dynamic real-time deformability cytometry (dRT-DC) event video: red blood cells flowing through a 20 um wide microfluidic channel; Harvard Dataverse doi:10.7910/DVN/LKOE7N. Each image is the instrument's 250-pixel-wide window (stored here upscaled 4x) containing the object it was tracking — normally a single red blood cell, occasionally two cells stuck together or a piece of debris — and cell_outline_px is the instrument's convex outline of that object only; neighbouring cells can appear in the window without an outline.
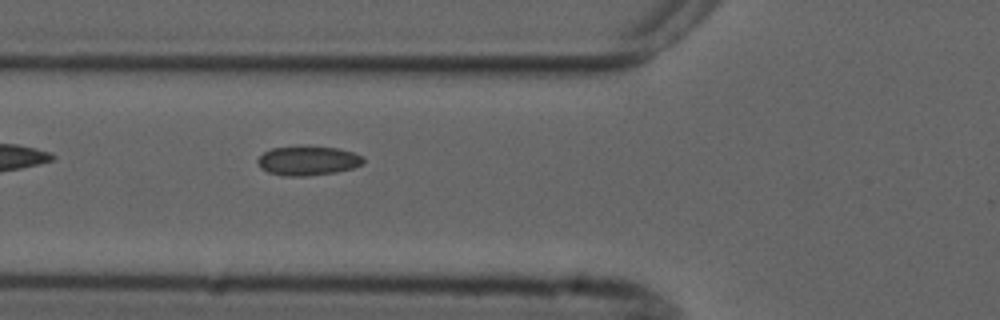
{"species": "common noctule bat (a hibernating species)", "species_latin": "Nyctalus noctula", "temperature_condition": "cold", "stored_images_in_passage": 5, "camera_frame_rate_fps": 3000, "um_per_image_px": 0.085, "animal": {"sex": "male", "forearm_length_mm": 52.5}, "frame": {"image": 1, "passage_image": 5, "time_ms": 5.667, "image_size_px": [1000, 320], "cell_outline_px": [[364, 164], [352, 168], [336, 172], [304, 176], [284, 176], [268, 172], [260, 168], [256, 160], [264, 152], [272, 148], [300, 144], [340, 148], [364, 156]], "centroid_in_image_um": [26.17, 13.62], "position_along_channel_um": 99.6, "area_um2": 18.61}}